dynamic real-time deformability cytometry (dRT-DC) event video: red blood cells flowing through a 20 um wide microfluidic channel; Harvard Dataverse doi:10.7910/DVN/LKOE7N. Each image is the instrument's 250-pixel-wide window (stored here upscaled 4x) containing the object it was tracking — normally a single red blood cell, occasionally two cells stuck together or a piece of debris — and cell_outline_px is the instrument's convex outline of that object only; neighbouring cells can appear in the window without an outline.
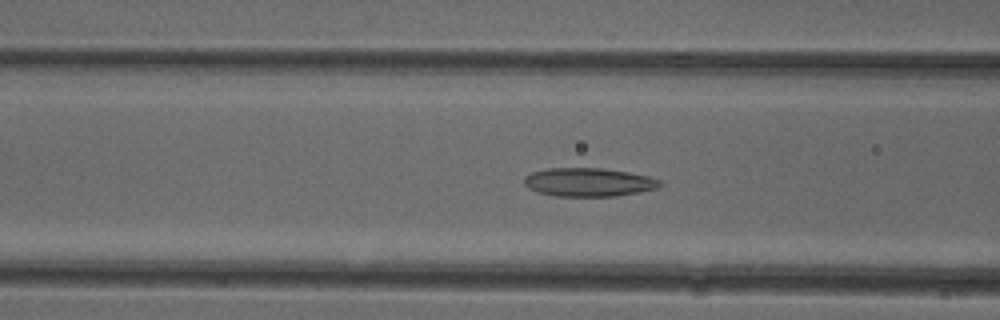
{"species": "common noctule bat (a hibernating species)", "species_latin": "Nyctalus noctula", "temperature_condition": "cold", "stored_images_in_passage": 51, "camera_frame_rate_fps": 3000, "um_per_image_px": 0.085, "animal": {"sex": "female"}, "frame": {"image": 1, "passage_image": 19, "time_ms": 6.0, "image_size_px": [1000, 320], "cell_outline_px": [[664, 184], [656, 188], [640, 192], [616, 196], [552, 196], [536, 192], [528, 188], [524, 184], [524, 176], [532, 172], [548, 168], [600, 168], [628, 172], [648, 176], [660, 180]], "centroid_in_image_um": [50.01, 15.49], "position_along_channel_um": 116.6, "area_um2": 22.72}}
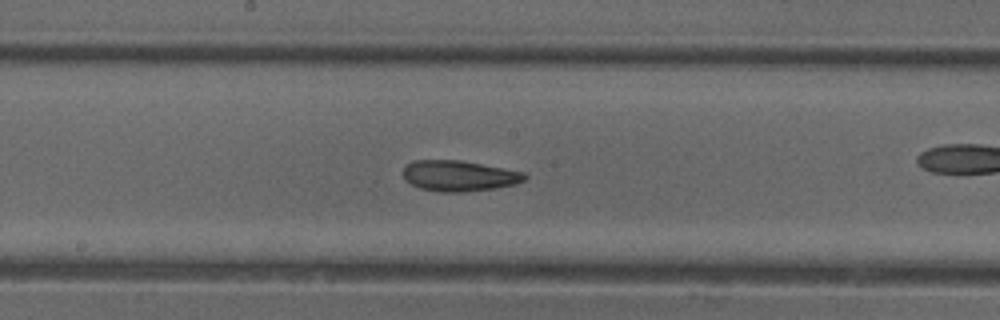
{"frame": {"image": 2, "passage_image": 26, "time_ms": 8.333, "image_size_px": [1000, 320], "cell_outline_px": [[528, 176], [524, 180], [512, 184], [496, 188], [464, 192], [440, 192], [420, 188], [404, 180], [404, 168], [412, 160], [460, 160], [524, 172]], "centroid_in_image_um": [39.0, 14.94], "position_along_channel_um": 209.2, "area_um2": 21.62}}
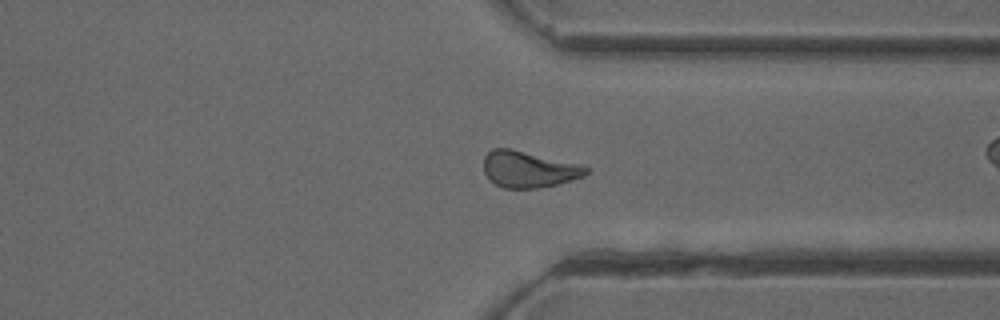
{"frame": {"image": 3, "passage_image": 38, "time_ms": 12.333, "image_size_px": [1000, 320], "cell_outline_px": [[592, 168], [584, 176], [572, 180], [540, 188], [504, 188], [488, 180], [484, 172], [484, 156], [492, 148], [508, 148]], "centroid_in_image_um": [44.89, 14.41], "position_along_channel_um": 366.5, "area_um2": 21.39}, "authors_computed_cell_mechanics": {"area_um2": 21.964, "velocity_mm_per_s": 3.956, "shape_relaxation_time_tau1_ms": null, "shape_relaxation_time_tau2_ms": 4.3827, "deformation_change_tau1": null, "deformation_change_tau2": 0.1309}}